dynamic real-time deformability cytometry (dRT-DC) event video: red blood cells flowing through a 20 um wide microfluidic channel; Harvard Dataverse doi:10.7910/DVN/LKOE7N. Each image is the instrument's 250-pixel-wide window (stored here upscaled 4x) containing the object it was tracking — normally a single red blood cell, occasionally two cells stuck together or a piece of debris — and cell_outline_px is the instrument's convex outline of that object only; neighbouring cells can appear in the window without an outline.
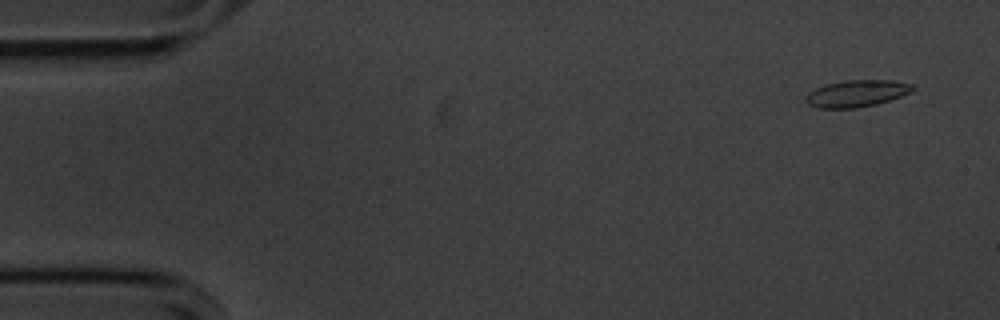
{"species": "common noctule bat (a hibernating species)", "species_latin": "Nyctalus noctula", "temperature_condition": "cold", "stored_images_in_passage": 55, "camera_frame_rate_fps": 3000, "um_per_image_px": 0.085, "animal": {"sex": "male", "body_mass_g": 20.1, "forearm_length_mm": 53.5}, "frame": {"image": 1, "passage_image": 3, "time_ms": 0.667, "image_size_px": [1000, 320], "cell_outline_px": [[916, 88], [912, 92], [876, 104], [856, 108], [820, 108], [808, 104], [804, 100], [804, 96], [808, 92], [824, 84], [844, 80], [892, 80], [912, 84]], "centroid_in_image_um": [72.79, 7.93], "position_along_channel_um": 12.2, "area_um2": 16.82}}
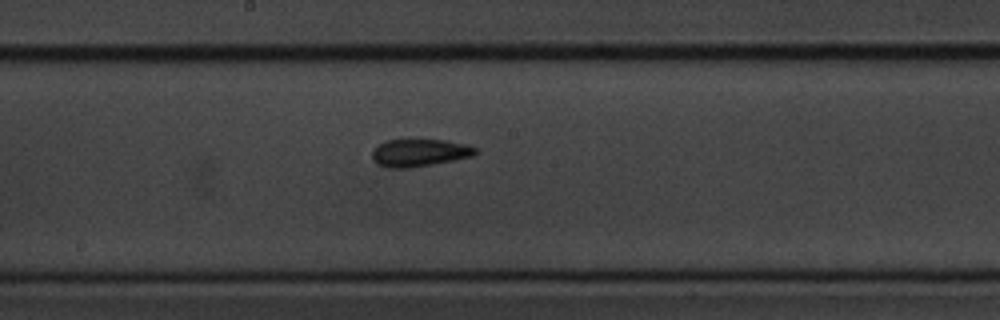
{"frame": {"image": 2, "passage_image": 29, "time_ms": 9.333, "image_size_px": [1000, 320], "cell_outline_px": [[480, 152], [472, 156], [432, 164], [408, 168], [388, 168], [376, 164], [372, 160], [372, 152], [384, 140], [444, 140], [468, 144], [476, 148]], "centroid_in_image_um": [35.66, 12.98], "position_along_channel_um": 212.5, "area_um2": 16.53}}
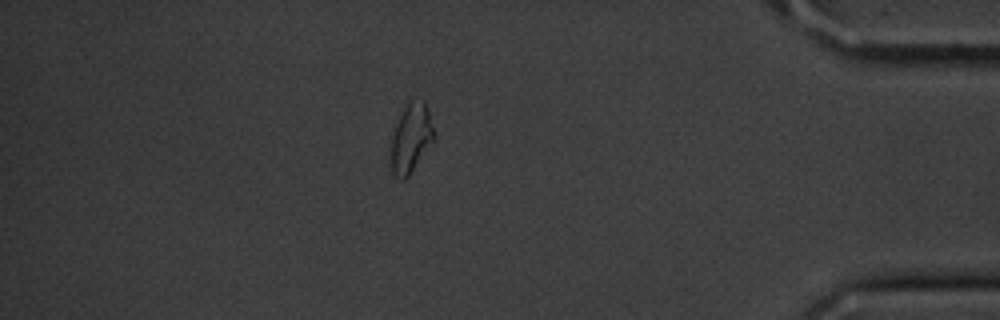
{"frame": {"image": 3, "passage_image": 48, "time_ms": 15.667, "image_size_px": [1000, 320], "cell_outline_px": [[436, 136], [408, 176], [404, 180], [400, 180], [392, 172], [388, 164], [388, 144], [392, 132], [404, 108], [412, 96], [424, 100]], "centroid_in_image_um": [34.86, 11.75], "position_along_channel_um": 400.3, "area_um2": 17.92}, "authors_computed_cell_mechanics": {"area_um2": 16.3574, "velocity_mm_per_s": 3.5865, "shape_relaxation_time_tau1_ms": null, "shape_relaxation_time_tau2_ms": 3.154, "deformation_change_tau1": null, "deformation_change_tau2": 0.083}}